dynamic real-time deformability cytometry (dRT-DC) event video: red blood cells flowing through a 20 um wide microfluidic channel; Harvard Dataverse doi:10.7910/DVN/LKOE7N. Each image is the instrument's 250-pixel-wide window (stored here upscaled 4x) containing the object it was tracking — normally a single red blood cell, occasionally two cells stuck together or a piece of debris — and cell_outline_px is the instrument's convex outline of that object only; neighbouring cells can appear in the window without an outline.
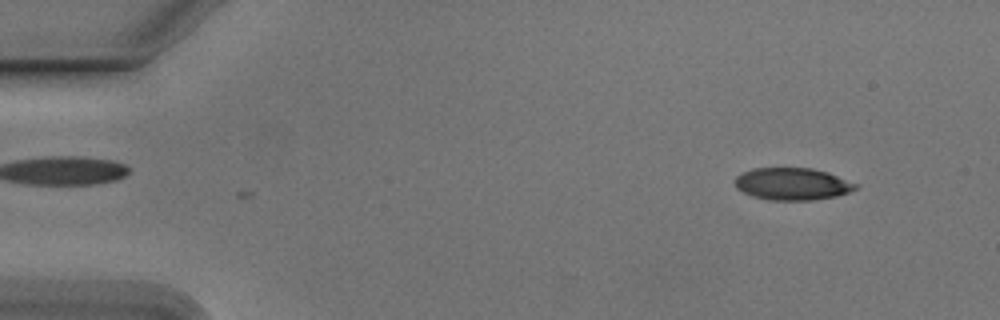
{"species": "Egyptian fruit bat (a non-hibernating species)", "species_latin": "Rousettus aegyptiacus", "temperature_condition": "cold", "stored_images_in_passage": 3, "camera_frame_rate_fps": 3000, "um_per_image_px": 0.085, "animal": {"sex": "male"}, "frame": {"image": 1, "passage_image": 3, "time_ms": 0.667, "image_size_px": [1000, 320], "cell_outline_px": [[860, 184], [856, 188], [848, 192], [836, 196], [812, 200], [772, 200], [752, 196], [736, 188], [732, 180], [736, 176], [752, 168], [812, 168], [828, 172]], "centroid_in_image_um": [67.34, 15.63], "position_along_channel_um": 17.7, "area_um2": 22.77}}